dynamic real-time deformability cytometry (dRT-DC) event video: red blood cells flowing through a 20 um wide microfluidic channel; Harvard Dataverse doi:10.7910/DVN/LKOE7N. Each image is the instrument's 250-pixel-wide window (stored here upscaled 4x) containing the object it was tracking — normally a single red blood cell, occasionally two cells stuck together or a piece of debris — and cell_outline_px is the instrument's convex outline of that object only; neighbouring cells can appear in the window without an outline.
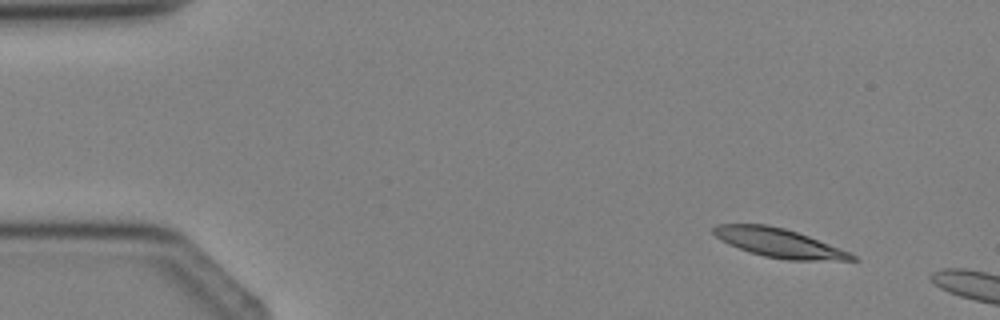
{"species": "Egyptian fruit bat (a non-hibernating species)", "species_latin": "Rousettus aegyptiacus", "temperature_condition": "cold", "stored_images_in_passage": 4, "camera_frame_rate_fps": 3000, "um_per_image_px": 0.085, "animal": {"sex": "female"}, "frame": {"image": 1, "passage_image": 4, "time_ms": 3.667, "image_size_px": [1000, 320], "cell_outline_px": [[860, 260], [784, 260], [764, 256], [748, 252], [728, 244], [720, 240], [712, 232], [712, 228], [716, 224], [768, 224], [784, 228], [808, 236], [848, 252], [856, 256]], "centroid_in_image_um": [66.15, 20.64], "position_along_channel_um": 18.9, "area_um2": 23.18}}